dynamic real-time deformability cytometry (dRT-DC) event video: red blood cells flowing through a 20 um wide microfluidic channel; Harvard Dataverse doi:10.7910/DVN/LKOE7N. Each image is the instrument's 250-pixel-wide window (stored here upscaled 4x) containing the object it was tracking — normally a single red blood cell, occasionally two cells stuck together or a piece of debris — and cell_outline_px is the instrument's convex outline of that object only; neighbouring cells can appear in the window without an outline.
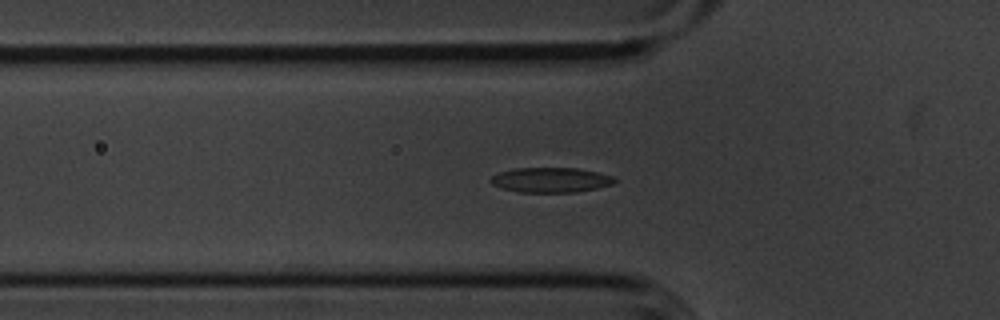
{"species": "common noctule bat (a hibernating species)", "species_latin": "Nyctalus noctula", "temperature_condition": "cold", "stored_images_in_passage": 40, "segment_of_instrument_passage": [1, 2], "camera_frame_rate_fps": 3000, "um_per_image_px": 0.085, "animal": {"sex": "male", "body_mass_g": 20.1, "forearm_length_mm": 53.5}, "frame": {"image": 1, "passage_image": 2, "time_ms": 0.333, "image_size_px": [1000, 320], "cell_outline_px": [[616, 180], [612, 184], [596, 188], [576, 192], [520, 192], [504, 188], [492, 184], [488, 180], [492, 176], [500, 172], [516, 168], [576, 168], [600, 172], [612, 176]], "centroid_in_image_um": [46.82, 15.29], "position_along_channel_um": 79.0, "area_um2": 17.86}}
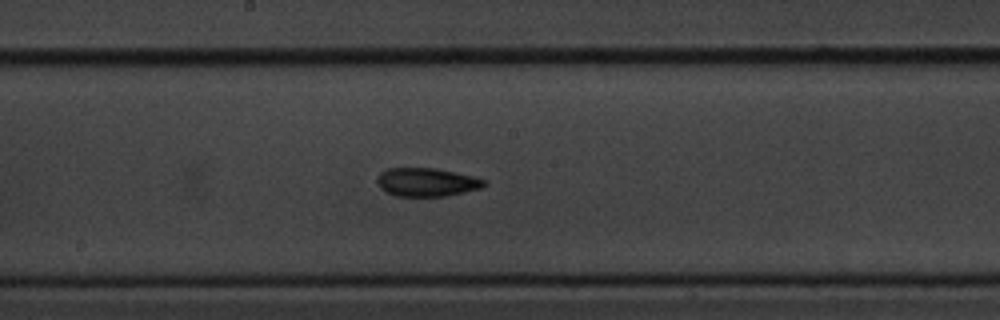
{"frame": {"image": 2, "passage_image": 13, "time_ms": 4.0, "image_size_px": [1000, 320], "cell_outline_px": [[488, 184], [480, 188], [464, 192], [444, 196], [392, 196], [384, 192], [380, 188], [376, 180], [380, 172], [388, 168], [436, 168], [472, 176], [488, 180]], "centroid_in_image_um": [36.25, 15.49], "position_along_channel_um": 212.0, "area_um2": 17.92}}
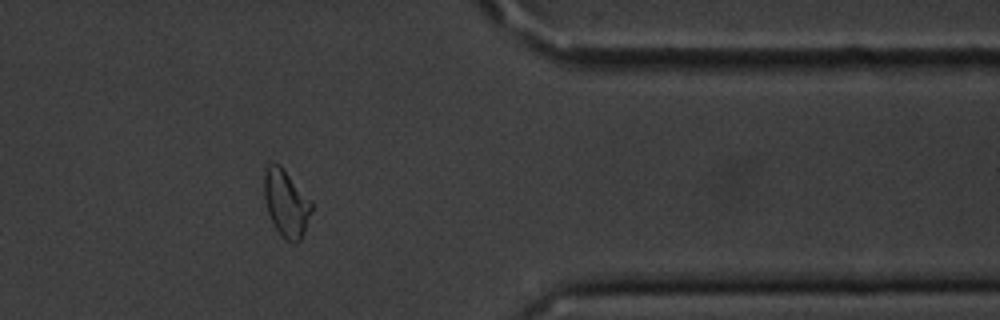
{"frame": {"image": 3, "passage_image": 29, "time_ms": 9.333, "image_size_px": [1000, 320], "cell_outline_px": [[312, 212], [304, 232], [300, 240], [292, 244], [276, 228], [268, 212], [264, 196], [264, 168], [268, 164], [280, 164], [312, 200]], "centroid_in_image_um": [24.34, 17.23], "position_along_channel_um": 387.1, "area_um2": 18.44}}